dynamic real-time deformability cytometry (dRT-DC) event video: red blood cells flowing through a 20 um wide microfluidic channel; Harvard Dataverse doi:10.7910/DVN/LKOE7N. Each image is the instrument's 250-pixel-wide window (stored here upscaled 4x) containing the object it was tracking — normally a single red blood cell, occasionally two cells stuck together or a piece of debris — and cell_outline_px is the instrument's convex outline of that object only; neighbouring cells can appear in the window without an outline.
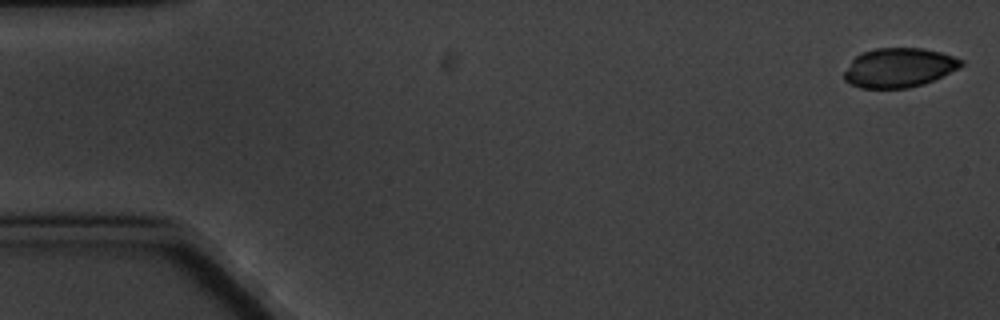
{"species": "common noctule bat (a hibernating species)", "species_latin": "Nyctalus noctula", "temperature_condition": "cold", "stored_images_in_passage": 8, "camera_frame_rate_fps": 3000, "um_per_image_px": 0.085, "animal": {"sex": "male", "body_mass_g": 20.1, "forearm_length_mm": 53.5}, "frame": {"image": 1, "passage_image": 1, "time_ms": 0.0, "image_size_px": [1000, 320], "cell_outline_px": [[964, 64], [960, 68], [924, 84], [908, 88], [860, 88], [844, 80], [844, 72], [852, 60], [860, 52], [876, 48], [924, 48], [940, 52], [964, 60]], "centroid_in_image_um": [76.42, 5.75], "position_along_channel_um": 8.6, "area_um2": 26.88}}
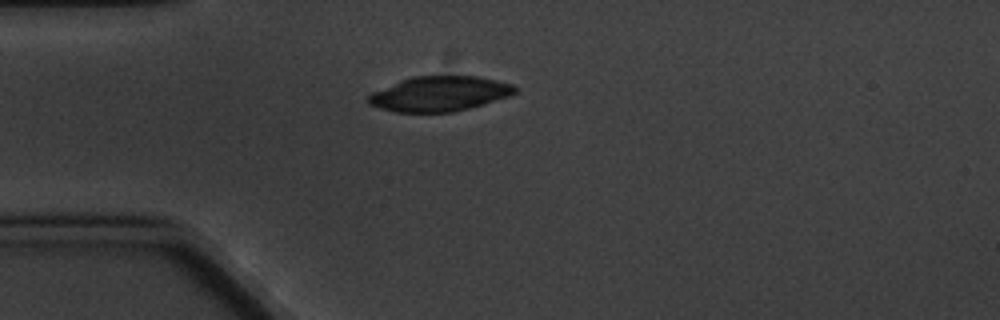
{"frame": {"image": 2, "passage_image": 4, "time_ms": 4.667, "image_size_px": [1000, 320], "cell_outline_px": [[516, 92], [508, 96], [484, 104], [452, 112], [396, 112], [380, 108], [368, 104], [364, 100], [372, 92], [400, 80], [412, 76], [476, 76], [496, 80], [512, 84], [516, 88]], "centroid_in_image_um": [37.31, 7.97], "position_along_channel_um": 47.7, "area_um2": 29.82}}
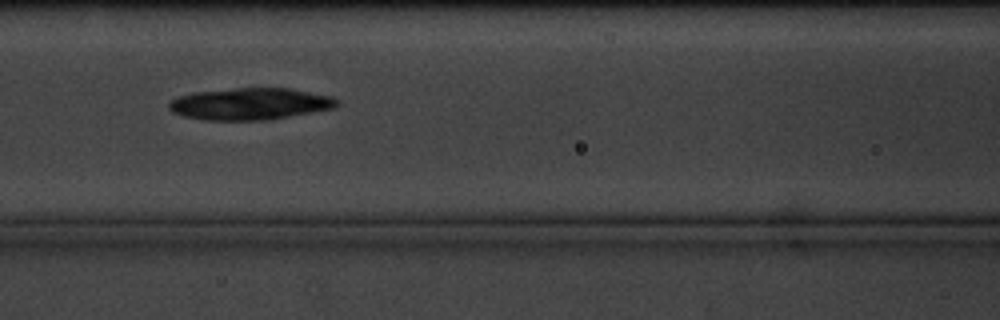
{"frame": {"image": 3, "passage_image": 7, "time_ms": 8.0, "image_size_px": [1000, 320], "cell_outline_px": [[340, 104], [336, 108], [264, 120], [204, 120], [184, 116], [172, 112], [168, 108], [168, 104], [176, 96], [196, 92], [236, 88], [288, 88], [332, 96], [340, 100]], "centroid_in_image_um": [21.27, 8.83], "position_along_channel_um": 145.3, "area_um2": 31.15}}